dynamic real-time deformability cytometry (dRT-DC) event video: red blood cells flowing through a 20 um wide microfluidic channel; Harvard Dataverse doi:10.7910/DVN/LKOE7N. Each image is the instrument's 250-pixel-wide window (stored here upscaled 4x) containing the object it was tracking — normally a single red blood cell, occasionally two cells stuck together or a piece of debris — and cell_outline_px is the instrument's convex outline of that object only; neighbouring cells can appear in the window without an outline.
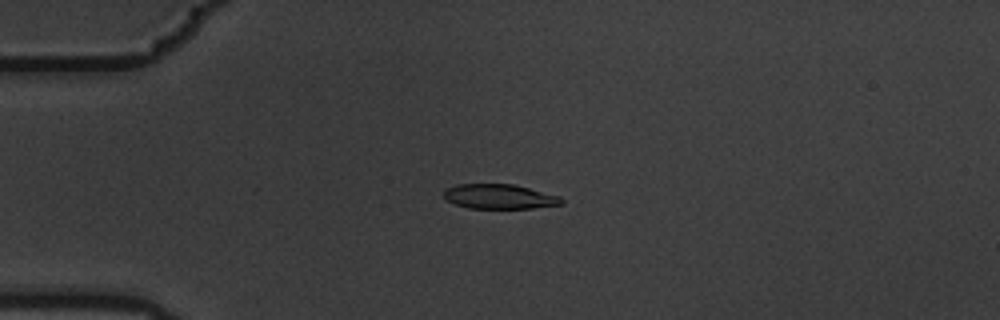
{"species": "common noctule bat (a hibernating species)", "species_latin": "Nyctalus noctula", "temperature_condition": "warm", "stored_images_in_passage": 5, "camera_frame_rate_fps": 3000, "um_per_image_px": 0.085, "animal": {"sex": "male", "body_mass_g": 19.5, "forearm_length_mm": 54.6}, "frame": {"image": 1, "passage_image": 3, "time_ms": 0.667, "image_size_px": [1000, 320], "cell_outline_px": [[564, 204], [532, 208], [468, 208], [444, 200], [444, 192], [448, 188], [456, 184], [512, 184], [560, 196], [564, 200]], "centroid_in_image_um": [42.45, 16.71], "position_along_channel_um": 42.5, "area_um2": 16.88}}
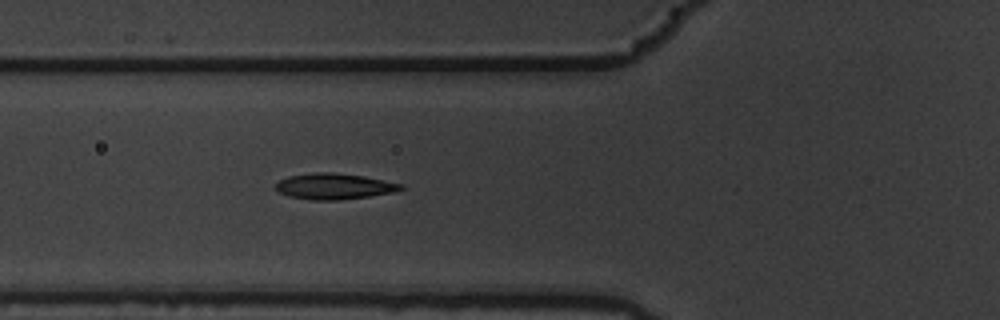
{"frame": {"image": 2, "passage_image": 5, "time_ms": 1.333, "image_size_px": [1000, 320], "cell_outline_px": [[404, 188], [392, 192], [368, 196], [340, 200], [312, 200], [288, 196], [272, 188], [280, 180], [288, 176], [316, 172], [332, 172], [364, 176], [404, 184]], "centroid_in_image_um": [28.38, 15.83], "position_along_channel_um": 97.4, "area_um2": 18.9}}